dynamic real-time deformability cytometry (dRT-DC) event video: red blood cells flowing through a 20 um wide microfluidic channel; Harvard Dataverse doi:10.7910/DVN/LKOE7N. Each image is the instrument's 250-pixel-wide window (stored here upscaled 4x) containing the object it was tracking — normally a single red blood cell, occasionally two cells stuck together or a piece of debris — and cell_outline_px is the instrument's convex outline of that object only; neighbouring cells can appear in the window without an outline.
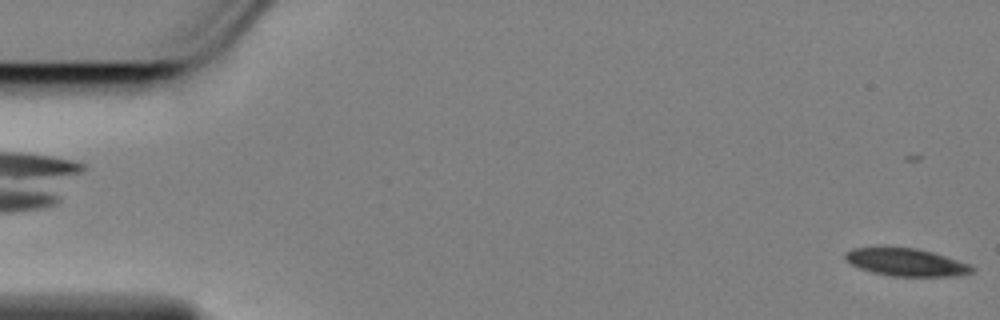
{"species": "Egyptian fruit bat (a non-hibernating species)", "species_latin": "Rousettus aegyptiacus", "temperature_condition": "cold", "stored_images_in_passage": 58, "camera_frame_rate_fps": 3000, "um_per_image_px": 0.085, "animal": {"sex": "female"}, "frame": {"image": 1, "passage_image": 2, "time_ms": 0.333, "image_size_px": [1000, 320], "cell_outline_px": [[976, 268], [972, 272], [956, 276], [892, 276], [872, 272], [860, 268], [844, 260], [844, 252], [852, 248], [916, 248], [932, 252], [972, 264]], "centroid_in_image_um": [77.04, 22.3], "position_along_channel_um": 8.0, "area_um2": 20.35}}
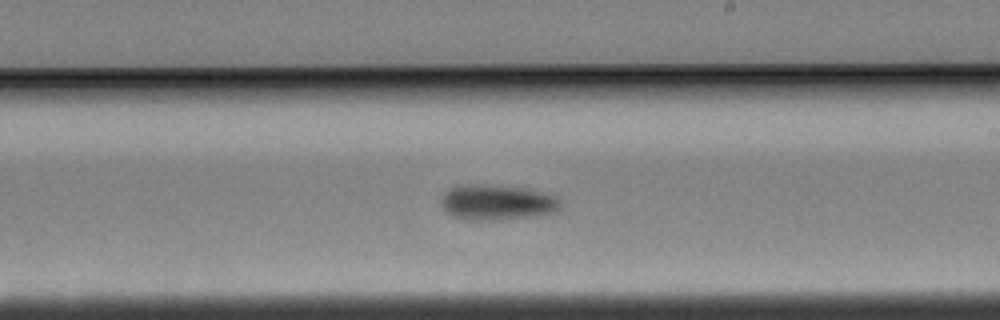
{"frame": {"image": 2, "passage_image": 34, "time_ms": 11.0, "image_size_px": [1000, 320], "cell_outline_px": [[560, 208], [556, 212], [532, 216], [500, 220], [472, 220], [452, 216], [440, 204], [440, 200], [444, 192], [452, 188], [528, 188], [556, 196], [560, 200]], "centroid_in_image_um": [42.32, 17.27], "position_along_channel_um": 246.7, "area_um2": 23.35}}
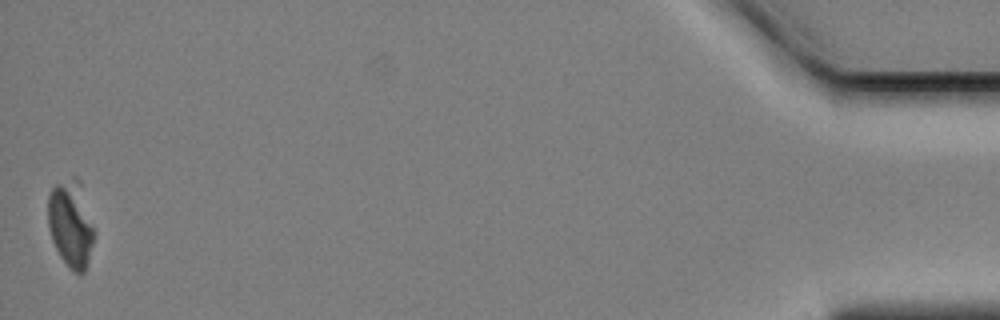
{"frame": {"image": 3, "passage_image": 58, "time_ms": 19.0, "image_size_px": [1000, 320], "cell_outline_px": [[92, 244], [88, 260], [84, 272], [80, 276], [72, 272], [60, 256], [52, 240], [48, 224], [48, 192], [56, 184], [72, 176], [76, 176], [80, 180], [92, 228]], "centroid_in_image_um": [5.98, 19.02], "position_along_channel_um": 429.2, "area_um2": 23.06}, "authors_computed_cell_mechanics": {"area_um2": 22.9177, "velocity_mm_per_s": 3.4531, "shape_relaxation_time_tau1_ms": 2.3693, "shape_relaxation_time_tau2_ms": null, "deformation_change_tau1": 0.0925, "deformation_change_tau2": null}}